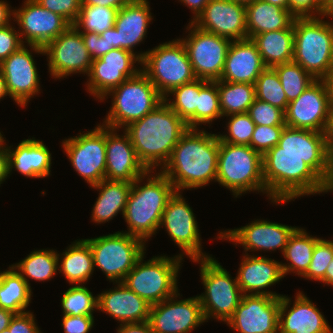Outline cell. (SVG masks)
Here are the masks:
<instances>
[{
  "instance_id": "6da1fadb",
  "label": "cell",
  "mask_w": 333,
  "mask_h": 333,
  "mask_svg": "<svg viewBox=\"0 0 333 333\" xmlns=\"http://www.w3.org/2000/svg\"><path fill=\"white\" fill-rule=\"evenodd\" d=\"M219 138L199 128H189L172 150L161 172L177 192L200 188L217 179Z\"/></svg>"
},
{
  "instance_id": "7a4b0ae2",
  "label": "cell",
  "mask_w": 333,
  "mask_h": 333,
  "mask_svg": "<svg viewBox=\"0 0 333 333\" xmlns=\"http://www.w3.org/2000/svg\"><path fill=\"white\" fill-rule=\"evenodd\" d=\"M188 129L187 123L163 101L123 131L129 135L141 163L147 170L153 171L157 166L162 165L163 168Z\"/></svg>"
},
{
  "instance_id": "3957f363",
  "label": "cell",
  "mask_w": 333,
  "mask_h": 333,
  "mask_svg": "<svg viewBox=\"0 0 333 333\" xmlns=\"http://www.w3.org/2000/svg\"><path fill=\"white\" fill-rule=\"evenodd\" d=\"M267 196L274 203L328 192V185L299 155L277 154V145L262 156Z\"/></svg>"
},
{
  "instance_id": "277c9868",
  "label": "cell",
  "mask_w": 333,
  "mask_h": 333,
  "mask_svg": "<svg viewBox=\"0 0 333 333\" xmlns=\"http://www.w3.org/2000/svg\"><path fill=\"white\" fill-rule=\"evenodd\" d=\"M149 171L138 177L133 183L123 214L129 235L148 241L160 228L162 215L168 200L176 192L172 182L162 173L150 176ZM147 183L141 186L143 179ZM150 177V178H149Z\"/></svg>"
},
{
  "instance_id": "5b68a950",
  "label": "cell",
  "mask_w": 333,
  "mask_h": 333,
  "mask_svg": "<svg viewBox=\"0 0 333 333\" xmlns=\"http://www.w3.org/2000/svg\"><path fill=\"white\" fill-rule=\"evenodd\" d=\"M295 17L293 61L315 80H328L333 70V21Z\"/></svg>"
},
{
  "instance_id": "8992f818",
  "label": "cell",
  "mask_w": 333,
  "mask_h": 333,
  "mask_svg": "<svg viewBox=\"0 0 333 333\" xmlns=\"http://www.w3.org/2000/svg\"><path fill=\"white\" fill-rule=\"evenodd\" d=\"M216 182L232 191L235 197L246 191L267 194L262 155L248 145H233L219 140Z\"/></svg>"
},
{
  "instance_id": "52a82bcc",
  "label": "cell",
  "mask_w": 333,
  "mask_h": 333,
  "mask_svg": "<svg viewBox=\"0 0 333 333\" xmlns=\"http://www.w3.org/2000/svg\"><path fill=\"white\" fill-rule=\"evenodd\" d=\"M107 95L113 97L112 106L102 125L118 131L142 119L164 101V97L141 70L110 90L101 100Z\"/></svg>"
},
{
  "instance_id": "ba28073f",
  "label": "cell",
  "mask_w": 333,
  "mask_h": 333,
  "mask_svg": "<svg viewBox=\"0 0 333 333\" xmlns=\"http://www.w3.org/2000/svg\"><path fill=\"white\" fill-rule=\"evenodd\" d=\"M144 254L122 283L151 305L160 303L178 292L177 278L183 258L155 256L143 263Z\"/></svg>"
},
{
  "instance_id": "9c48e42d",
  "label": "cell",
  "mask_w": 333,
  "mask_h": 333,
  "mask_svg": "<svg viewBox=\"0 0 333 333\" xmlns=\"http://www.w3.org/2000/svg\"><path fill=\"white\" fill-rule=\"evenodd\" d=\"M146 52L140 69L163 97L172 89L196 79L180 38Z\"/></svg>"
},
{
  "instance_id": "30bf717a",
  "label": "cell",
  "mask_w": 333,
  "mask_h": 333,
  "mask_svg": "<svg viewBox=\"0 0 333 333\" xmlns=\"http://www.w3.org/2000/svg\"><path fill=\"white\" fill-rule=\"evenodd\" d=\"M193 262L201 264L200 274L205 293L198 298L205 320L214 317L226 323L233 316L243 296L237 278L231 279L229 272L215 258L194 259Z\"/></svg>"
},
{
  "instance_id": "8fae6325",
  "label": "cell",
  "mask_w": 333,
  "mask_h": 333,
  "mask_svg": "<svg viewBox=\"0 0 333 333\" xmlns=\"http://www.w3.org/2000/svg\"><path fill=\"white\" fill-rule=\"evenodd\" d=\"M84 240L92 250L94 268H100L113 284L122 282L145 254V242L123 231Z\"/></svg>"
},
{
  "instance_id": "7c38bea8",
  "label": "cell",
  "mask_w": 333,
  "mask_h": 333,
  "mask_svg": "<svg viewBox=\"0 0 333 333\" xmlns=\"http://www.w3.org/2000/svg\"><path fill=\"white\" fill-rule=\"evenodd\" d=\"M332 103L333 93L328 80H315L288 103L285 124L291 128L326 133Z\"/></svg>"
},
{
  "instance_id": "4fadbf2b",
  "label": "cell",
  "mask_w": 333,
  "mask_h": 333,
  "mask_svg": "<svg viewBox=\"0 0 333 333\" xmlns=\"http://www.w3.org/2000/svg\"><path fill=\"white\" fill-rule=\"evenodd\" d=\"M189 23L187 29L190 34L180 40L185 46L195 77L206 81L220 80L232 41Z\"/></svg>"
},
{
  "instance_id": "5bb4252c",
  "label": "cell",
  "mask_w": 333,
  "mask_h": 333,
  "mask_svg": "<svg viewBox=\"0 0 333 333\" xmlns=\"http://www.w3.org/2000/svg\"><path fill=\"white\" fill-rule=\"evenodd\" d=\"M277 154L299 155L329 186L332 173V152L326 133L285 126L277 144Z\"/></svg>"
},
{
  "instance_id": "9a60e30c",
  "label": "cell",
  "mask_w": 333,
  "mask_h": 333,
  "mask_svg": "<svg viewBox=\"0 0 333 333\" xmlns=\"http://www.w3.org/2000/svg\"><path fill=\"white\" fill-rule=\"evenodd\" d=\"M62 141L68 159L79 176L91 186L105 179L106 126L97 125L94 130Z\"/></svg>"
},
{
  "instance_id": "2e32d148",
  "label": "cell",
  "mask_w": 333,
  "mask_h": 333,
  "mask_svg": "<svg viewBox=\"0 0 333 333\" xmlns=\"http://www.w3.org/2000/svg\"><path fill=\"white\" fill-rule=\"evenodd\" d=\"M146 53L136 54L125 49L113 48L100 58L93 59L86 84L88 92L101 101L110 90L126 79L134 77L141 70L135 67L134 63H141Z\"/></svg>"
},
{
  "instance_id": "e0dca14e",
  "label": "cell",
  "mask_w": 333,
  "mask_h": 333,
  "mask_svg": "<svg viewBox=\"0 0 333 333\" xmlns=\"http://www.w3.org/2000/svg\"><path fill=\"white\" fill-rule=\"evenodd\" d=\"M13 17L22 30L18 32L23 44L26 42L30 49L42 55L44 47L70 26L62 16L43 8L35 0H26L23 7L13 9Z\"/></svg>"
},
{
  "instance_id": "ac0fdd59",
  "label": "cell",
  "mask_w": 333,
  "mask_h": 333,
  "mask_svg": "<svg viewBox=\"0 0 333 333\" xmlns=\"http://www.w3.org/2000/svg\"><path fill=\"white\" fill-rule=\"evenodd\" d=\"M46 54L53 78L61 79L81 72L88 75L91 70L93 59L84 45L82 34L73 25L44 47Z\"/></svg>"
},
{
  "instance_id": "d6986e66",
  "label": "cell",
  "mask_w": 333,
  "mask_h": 333,
  "mask_svg": "<svg viewBox=\"0 0 333 333\" xmlns=\"http://www.w3.org/2000/svg\"><path fill=\"white\" fill-rule=\"evenodd\" d=\"M192 208L186 203L180 192H175L168 200L160 224L164 226L170 238L180 247L183 254L191 260L211 257L202 253L200 233ZM185 253V254H184Z\"/></svg>"
},
{
  "instance_id": "ffe728a7",
  "label": "cell",
  "mask_w": 333,
  "mask_h": 333,
  "mask_svg": "<svg viewBox=\"0 0 333 333\" xmlns=\"http://www.w3.org/2000/svg\"><path fill=\"white\" fill-rule=\"evenodd\" d=\"M179 295L151 305L148 322L153 333H190L206 322L198 296L177 300Z\"/></svg>"
},
{
  "instance_id": "44dd1931",
  "label": "cell",
  "mask_w": 333,
  "mask_h": 333,
  "mask_svg": "<svg viewBox=\"0 0 333 333\" xmlns=\"http://www.w3.org/2000/svg\"><path fill=\"white\" fill-rule=\"evenodd\" d=\"M280 297L243 295L226 322L238 333H279Z\"/></svg>"
},
{
  "instance_id": "7402d4cb",
  "label": "cell",
  "mask_w": 333,
  "mask_h": 333,
  "mask_svg": "<svg viewBox=\"0 0 333 333\" xmlns=\"http://www.w3.org/2000/svg\"><path fill=\"white\" fill-rule=\"evenodd\" d=\"M149 5L148 0H130L118 10L114 27L100 34L108 42V52L120 48L134 53L152 20Z\"/></svg>"
},
{
  "instance_id": "603a6c76",
  "label": "cell",
  "mask_w": 333,
  "mask_h": 333,
  "mask_svg": "<svg viewBox=\"0 0 333 333\" xmlns=\"http://www.w3.org/2000/svg\"><path fill=\"white\" fill-rule=\"evenodd\" d=\"M192 23L231 41L247 39L246 6L231 0H210Z\"/></svg>"
},
{
  "instance_id": "cb8c5ba5",
  "label": "cell",
  "mask_w": 333,
  "mask_h": 333,
  "mask_svg": "<svg viewBox=\"0 0 333 333\" xmlns=\"http://www.w3.org/2000/svg\"><path fill=\"white\" fill-rule=\"evenodd\" d=\"M31 50L24 45L0 63L9 97L20 107L27 106L40 91V80Z\"/></svg>"
},
{
  "instance_id": "d4e9b609",
  "label": "cell",
  "mask_w": 333,
  "mask_h": 333,
  "mask_svg": "<svg viewBox=\"0 0 333 333\" xmlns=\"http://www.w3.org/2000/svg\"><path fill=\"white\" fill-rule=\"evenodd\" d=\"M297 227L270 222L267 220H255L241 228L223 231L218 234L219 239H227L244 247L248 251H283L288 239Z\"/></svg>"
},
{
  "instance_id": "484cf974",
  "label": "cell",
  "mask_w": 333,
  "mask_h": 333,
  "mask_svg": "<svg viewBox=\"0 0 333 333\" xmlns=\"http://www.w3.org/2000/svg\"><path fill=\"white\" fill-rule=\"evenodd\" d=\"M116 129L106 127L105 179L133 183L148 170L139 160L129 135L120 136Z\"/></svg>"
},
{
  "instance_id": "4316f807",
  "label": "cell",
  "mask_w": 333,
  "mask_h": 333,
  "mask_svg": "<svg viewBox=\"0 0 333 333\" xmlns=\"http://www.w3.org/2000/svg\"><path fill=\"white\" fill-rule=\"evenodd\" d=\"M290 301L285 295L280 297L279 333H332L324 315L302 292L288 310Z\"/></svg>"
},
{
  "instance_id": "83f0119b",
  "label": "cell",
  "mask_w": 333,
  "mask_h": 333,
  "mask_svg": "<svg viewBox=\"0 0 333 333\" xmlns=\"http://www.w3.org/2000/svg\"><path fill=\"white\" fill-rule=\"evenodd\" d=\"M236 278L243 295L248 293V295L282 296L276 292L263 290L284 278L281 262L271 258L246 253L240 263Z\"/></svg>"
},
{
  "instance_id": "f1b7e54d",
  "label": "cell",
  "mask_w": 333,
  "mask_h": 333,
  "mask_svg": "<svg viewBox=\"0 0 333 333\" xmlns=\"http://www.w3.org/2000/svg\"><path fill=\"white\" fill-rule=\"evenodd\" d=\"M98 296L97 310L111 315L120 324L140 323L149 320L151 304L128 289L122 282Z\"/></svg>"
},
{
  "instance_id": "f546056e",
  "label": "cell",
  "mask_w": 333,
  "mask_h": 333,
  "mask_svg": "<svg viewBox=\"0 0 333 333\" xmlns=\"http://www.w3.org/2000/svg\"><path fill=\"white\" fill-rule=\"evenodd\" d=\"M265 68L256 44L251 39L232 41L227 51L220 80L255 84Z\"/></svg>"
},
{
  "instance_id": "4dcf8cb0",
  "label": "cell",
  "mask_w": 333,
  "mask_h": 333,
  "mask_svg": "<svg viewBox=\"0 0 333 333\" xmlns=\"http://www.w3.org/2000/svg\"><path fill=\"white\" fill-rule=\"evenodd\" d=\"M9 174L16 169L22 175L31 178H45L50 175L51 153L43 141L32 139L22 140L15 149L8 147Z\"/></svg>"
},
{
  "instance_id": "1f68e13d",
  "label": "cell",
  "mask_w": 333,
  "mask_h": 333,
  "mask_svg": "<svg viewBox=\"0 0 333 333\" xmlns=\"http://www.w3.org/2000/svg\"><path fill=\"white\" fill-rule=\"evenodd\" d=\"M295 19L289 9H283L264 0L246 5L247 38L263 32L288 29Z\"/></svg>"
},
{
  "instance_id": "d6a6232c",
  "label": "cell",
  "mask_w": 333,
  "mask_h": 333,
  "mask_svg": "<svg viewBox=\"0 0 333 333\" xmlns=\"http://www.w3.org/2000/svg\"><path fill=\"white\" fill-rule=\"evenodd\" d=\"M90 187L100 190L91 214L93 222L105 223L117 216L119 212L124 214L132 183L103 179Z\"/></svg>"
},
{
  "instance_id": "836d02e7",
  "label": "cell",
  "mask_w": 333,
  "mask_h": 333,
  "mask_svg": "<svg viewBox=\"0 0 333 333\" xmlns=\"http://www.w3.org/2000/svg\"><path fill=\"white\" fill-rule=\"evenodd\" d=\"M251 40L256 44L266 67H274L293 61V24L288 29L254 35Z\"/></svg>"
},
{
  "instance_id": "e575fe53",
  "label": "cell",
  "mask_w": 333,
  "mask_h": 333,
  "mask_svg": "<svg viewBox=\"0 0 333 333\" xmlns=\"http://www.w3.org/2000/svg\"><path fill=\"white\" fill-rule=\"evenodd\" d=\"M58 264L69 284L82 285L90 279L94 271L93 254L89 244L84 240L75 241L61 256L59 253ZM61 256V257H60Z\"/></svg>"
},
{
  "instance_id": "d590c367",
  "label": "cell",
  "mask_w": 333,
  "mask_h": 333,
  "mask_svg": "<svg viewBox=\"0 0 333 333\" xmlns=\"http://www.w3.org/2000/svg\"><path fill=\"white\" fill-rule=\"evenodd\" d=\"M319 239L309 236L304 229L299 227L293 231L283 251L286 261H290L287 265L281 262L284 277L291 272L298 276H303L307 272L312 260L314 246Z\"/></svg>"
},
{
  "instance_id": "8d00e7d4",
  "label": "cell",
  "mask_w": 333,
  "mask_h": 333,
  "mask_svg": "<svg viewBox=\"0 0 333 333\" xmlns=\"http://www.w3.org/2000/svg\"><path fill=\"white\" fill-rule=\"evenodd\" d=\"M9 270L0 271V308L15 314L26 312L32 296L27 282L11 265Z\"/></svg>"
},
{
  "instance_id": "74e56055",
  "label": "cell",
  "mask_w": 333,
  "mask_h": 333,
  "mask_svg": "<svg viewBox=\"0 0 333 333\" xmlns=\"http://www.w3.org/2000/svg\"><path fill=\"white\" fill-rule=\"evenodd\" d=\"M219 92L222 116L247 113L256 99L255 85L248 83L215 81Z\"/></svg>"
},
{
  "instance_id": "f35d334b",
  "label": "cell",
  "mask_w": 333,
  "mask_h": 333,
  "mask_svg": "<svg viewBox=\"0 0 333 333\" xmlns=\"http://www.w3.org/2000/svg\"><path fill=\"white\" fill-rule=\"evenodd\" d=\"M59 262L61 261L58 260L57 252L51 249H42L32 251L23 260L11 266L17 269L16 271L22 276L31 289L29 280L26 277L36 281H48L53 278L57 270H59Z\"/></svg>"
},
{
  "instance_id": "ab89813d",
  "label": "cell",
  "mask_w": 333,
  "mask_h": 333,
  "mask_svg": "<svg viewBox=\"0 0 333 333\" xmlns=\"http://www.w3.org/2000/svg\"><path fill=\"white\" fill-rule=\"evenodd\" d=\"M175 96V100L167 98ZM199 79L172 89L165 97V103L183 119L189 128H196V107L198 106ZM170 100V102H169Z\"/></svg>"
},
{
  "instance_id": "60d3db41",
  "label": "cell",
  "mask_w": 333,
  "mask_h": 333,
  "mask_svg": "<svg viewBox=\"0 0 333 333\" xmlns=\"http://www.w3.org/2000/svg\"><path fill=\"white\" fill-rule=\"evenodd\" d=\"M117 12L118 9L110 7L81 6L78 19L73 26L77 28L79 32H95L101 34L114 27Z\"/></svg>"
},
{
  "instance_id": "b9f144b4",
  "label": "cell",
  "mask_w": 333,
  "mask_h": 333,
  "mask_svg": "<svg viewBox=\"0 0 333 333\" xmlns=\"http://www.w3.org/2000/svg\"><path fill=\"white\" fill-rule=\"evenodd\" d=\"M285 91L288 103L294 101L303 91L315 81L298 63L291 61L273 67Z\"/></svg>"
},
{
  "instance_id": "7bdbcfd3",
  "label": "cell",
  "mask_w": 333,
  "mask_h": 333,
  "mask_svg": "<svg viewBox=\"0 0 333 333\" xmlns=\"http://www.w3.org/2000/svg\"><path fill=\"white\" fill-rule=\"evenodd\" d=\"M255 93L258 100L268 102L283 111H286L288 100L281 86L276 70L266 67L255 82Z\"/></svg>"
},
{
  "instance_id": "ee69618b",
  "label": "cell",
  "mask_w": 333,
  "mask_h": 333,
  "mask_svg": "<svg viewBox=\"0 0 333 333\" xmlns=\"http://www.w3.org/2000/svg\"><path fill=\"white\" fill-rule=\"evenodd\" d=\"M223 117L220 109L219 92L215 81L199 79L198 106L196 107V128L210 124L214 119Z\"/></svg>"
},
{
  "instance_id": "f6af8a7d",
  "label": "cell",
  "mask_w": 333,
  "mask_h": 333,
  "mask_svg": "<svg viewBox=\"0 0 333 333\" xmlns=\"http://www.w3.org/2000/svg\"><path fill=\"white\" fill-rule=\"evenodd\" d=\"M98 296L82 285H75L64 292L61 305L63 315L81 316L93 315L97 310Z\"/></svg>"
},
{
  "instance_id": "bcb514c9",
  "label": "cell",
  "mask_w": 333,
  "mask_h": 333,
  "mask_svg": "<svg viewBox=\"0 0 333 333\" xmlns=\"http://www.w3.org/2000/svg\"><path fill=\"white\" fill-rule=\"evenodd\" d=\"M228 121V135H217L219 140L233 145H250L255 123L248 113L232 114Z\"/></svg>"
},
{
  "instance_id": "7dc6e473",
  "label": "cell",
  "mask_w": 333,
  "mask_h": 333,
  "mask_svg": "<svg viewBox=\"0 0 333 333\" xmlns=\"http://www.w3.org/2000/svg\"><path fill=\"white\" fill-rule=\"evenodd\" d=\"M333 260V240L320 238L314 246L312 260L303 278L324 283L326 269Z\"/></svg>"
},
{
  "instance_id": "c3c4849f",
  "label": "cell",
  "mask_w": 333,
  "mask_h": 333,
  "mask_svg": "<svg viewBox=\"0 0 333 333\" xmlns=\"http://www.w3.org/2000/svg\"><path fill=\"white\" fill-rule=\"evenodd\" d=\"M255 125L286 126L285 111L257 98L247 112Z\"/></svg>"
},
{
  "instance_id": "681fc988",
  "label": "cell",
  "mask_w": 333,
  "mask_h": 333,
  "mask_svg": "<svg viewBox=\"0 0 333 333\" xmlns=\"http://www.w3.org/2000/svg\"><path fill=\"white\" fill-rule=\"evenodd\" d=\"M284 127L256 125L249 146L263 156L278 144Z\"/></svg>"
},
{
  "instance_id": "f907efd6",
  "label": "cell",
  "mask_w": 333,
  "mask_h": 333,
  "mask_svg": "<svg viewBox=\"0 0 333 333\" xmlns=\"http://www.w3.org/2000/svg\"><path fill=\"white\" fill-rule=\"evenodd\" d=\"M43 8L62 16L70 25L78 19L82 0H35Z\"/></svg>"
},
{
  "instance_id": "816d5d0a",
  "label": "cell",
  "mask_w": 333,
  "mask_h": 333,
  "mask_svg": "<svg viewBox=\"0 0 333 333\" xmlns=\"http://www.w3.org/2000/svg\"><path fill=\"white\" fill-rule=\"evenodd\" d=\"M23 45L19 32L10 23L0 27V63Z\"/></svg>"
},
{
  "instance_id": "f5cc1de1",
  "label": "cell",
  "mask_w": 333,
  "mask_h": 333,
  "mask_svg": "<svg viewBox=\"0 0 333 333\" xmlns=\"http://www.w3.org/2000/svg\"><path fill=\"white\" fill-rule=\"evenodd\" d=\"M94 325L93 315H63L61 326L64 333H88Z\"/></svg>"
},
{
  "instance_id": "db71d44e",
  "label": "cell",
  "mask_w": 333,
  "mask_h": 333,
  "mask_svg": "<svg viewBox=\"0 0 333 333\" xmlns=\"http://www.w3.org/2000/svg\"><path fill=\"white\" fill-rule=\"evenodd\" d=\"M322 0H289V10L295 17H318Z\"/></svg>"
},
{
  "instance_id": "11a10c76",
  "label": "cell",
  "mask_w": 333,
  "mask_h": 333,
  "mask_svg": "<svg viewBox=\"0 0 333 333\" xmlns=\"http://www.w3.org/2000/svg\"><path fill=\"white\" fill-rule=\"evenodd\" d=\"M85 47L92 59L100 58L108 52V42L95 32H80Z\"/></svg>"
},
{
  "instance_id": "9f6ffc18",
  "label": "cell",
  "mask_w": 333,
  "mask_h": 333,
  "mask_svg": "<svg viewBox=\"0 0 333 333\" xmlns=\"http://www.w3.org/2000/svg\"><path fill=\"white\" fill-rule=\"evenodd\" d=\"M35 322L33 313L26 311L15 314L7 329H12V333H41Z\"/></svg>"
},
{
  "instance_id": "6f0895ef",
  "label": "cell",
  "mask_w": 333,
  "mask_h": 333,
  "mask_svg": "<svg viewBox=\"0 0 333 333\" xmlns=\"http://www.w3.org/2000/svg\"><path fill=\"white\" fill-rule=\"evenodd\" d=\"M117 333H153L150 323L140 322V323H127L120 324Z\"/></svg>"
},
{
  "instance_id": "680465c9",
  "label": "cell",
  "mask_w": 333,
  "mask_h": 333,
  "mask_svg": "<svg viewBox=\"0 0 333 333\" xmlns=\"http://www.w3.org/2000/svg\"><path fill=\"white\" fill-rule=\"evenodd\" d=\"M5 140L0 143V184H2L9 175V154L6 145H4Z\"/></svg>"
},
{
  "instance_id": "91938a15",
  "label": "cell",
  "mask_w": 333,
  "mask_h": 333,
  "mask_svg": "<svg viewBox=\"0 0 333 333\" xmlns=\"http://www.w3.org/2000/svg\"><path fill=\"white\" fill-rule=\"evenodd\" d=\"M130 0H82V6H101L120 9Z\"/></svg>"
},
{
  "instance_id": "94428289",
  "label": "cell",
  "mask_w": 333,
  "mask_h": 333,
  "mask_svg": "<svg viewBox=\"0 0 333 333\" xmlns=\"http://www.w3.org/2000/svg\"><path fill=\"white\" fill-rule=\"evenodd\" d=\"M181 3L186 4L189 9H191L193 12V19L191 22L195 21L197 17L203 12L205 6L208 4L210 0H180Z\"/></svg>"
},
{
  "instance_id": "6125c7cd",
  "label": "cell",
  "mask_w": 333,
  "mask_h": 333,
  "mask_svg": "<svg viewBox=\"0 0 333 333\" xmlns=\"http://www.w3.org/2000/svg\"><path fill=\"white\" fill-rule=\"evenodd\" d=\"M9 4L4 0L0 1V27L6 26L13 16V10H11Z\"/></svg>"
},
{
  "instance_id": "be15d7a7",
  "label": "cell",
  "mask_w": 333,
  "mask_h": 333,
  "mask_svg": "<svg viewBox=\"0 0 333 333\" xmlns=\"http://www.w3.org/2000/svg\"><path fill=\"white\" fill-rule=\"evenodd\" d=\"M14 315H15L14 312L7 310V309L0 308V332L9 327L10 322H11L12 318L14 317Z\"/></svg>"
},
{
  "instance_id": "e7e4bbea",
  "label": "cell",
  "mask_w": 333,
  "mask_h": 333,
  "mask_svg": "<svg viewBox=\"0 0 333 333\" xmlns=\"http://www.w3.org/2000/svg\"><path fill=\"white\" fill-rule=\"evenodd\" d=\"M320 15L333 19V0H322Z\"/></svg>"
},
{
  "instance_id": "03108f58",
  "label": "cell",
  "mask_w": 333,
  "mask_h": 333,
  "mask_svg": "<svg viewBox=\"0 0 333 333\" xmlns=\"http://www.w3.org/2000/svg\"><path fill=\"white\" fill-rule=\"evenodd\" d=\"M327 143L331 151L333 150V103L330 110V119L326 131Z\"/></svg>"
},
{
  "instance_id": "003e7915",
  "label": "cell",
  "mask_w": 333,
  "mask_h": 333,
  "mask_svg": "<svg viewBox=\"0 0 333 333\" xmlns=\"http://www.w3.org/2000/svg\"><path fill=\"white\" fill-rule=\"evenodd\" d=\"M324 284L333 286V260L330 262L328 268L326 269Z\"/></svg>"
},
{
  "instance_id": "a7ac6f4b",
  "label": "cell",
  "mask_w": 333,
  "mask_h": 333,
  "mask_svg": "<svg viewBox=\"0 0 333 333\" xmlns=\"http://www.w3.org/2000/svg\"><path fill=\"white\" fill-rule=\"evenodd\" d=\"M8 92L6 89V82H5V78L3 76V73L0 69V99L4 98L5 96H8Z\"/></svg>"
},
{
  "instance_id": "89a4df30",
  "label": "cell",
  "mask_w": 333,
  "mask_h": 333,
  "mask_svg": "<svg viewBox=\"0 0 333 333\" xmlns=\"http://www.w3.org/2000/svg\"><path fill=\"white\" fill-rule=\"evenodd\" d=\"M272 5H277L283 9H289V0H264Z\"/></svg>"
},
{
  "instance_id": "2644e50d",
  "label": "cell",
  "mask_w": 333,
  "mask_h": 333,
  "mask_svg": "<svg viewBox=\"0 0 333 333\" xmlns=\"http://www.w3.org/2000/svg\"><path fill=\"white\" fill-rule=\"evenodd\" d=\"M231 1H234L236 3H240V4H243V5H248L250 4L251 2H254L255 0H231Z\"/></svg>"
},
{
  "instance_id": "8c879c8a",
  "label": "cell",
  "mask_w": 333,
  "mask_h": 333,
  "mask_svg": "<svg viewBox=\"0 0 333 333\" xmlns=\"http://www.w3.org/2000/svg\"><path fill=\"white\" fill-rule=\"evenodd\" d=\"M328 82H329V85H330V89H331V91L333 93V70H332V73H331V75H330V77L328 79Z\"/></svg>"
},
{
  "instance_id": "753ad0ef",
  "label": "cell",
  "mask_w": 333,
  "mask_h": 333,
  "mask_svg": "<svg viewBox=\"0 0 333 333\" xmlns=\"http://www.w3.org/2000/svg\"><path fill=\"white\" fill-rule=\"evenodd\" d=\"M332 173H333V164H332ZM328 191L329 192L333 191V178H332L331 184L328 186Z\"/></svg>"
},
{
  "instance_id": "34e18365",
  "label": "cell",
  "mask_w": 333,
  "mask_h": 333,
  "mask_svg": "<svg viewBox=\"0 0 333 333\" xmlns=\"http://www.w3.org/2000/svg\"><path fill=\"white\" fill-rule=\"evenodd\" d=\"M0 333H12V329L2 330Z\"/></svg>"
},
{
  "instance_id": "11e5206c",
  "label": "cell",
  "mask_w": 333,
  "mask_h": 333,
  "mask_svg": "<svg viewBox=\"0 0 333 333\" xmlns=\"http://www.w3.org/2000/svg\"><path fill=\"white\" fill-rule=\"evenodd\" d=\"M3 140H4V137H3V135H2L1 132H0V143H1Z\"/></svg>"
}]
</instances>
